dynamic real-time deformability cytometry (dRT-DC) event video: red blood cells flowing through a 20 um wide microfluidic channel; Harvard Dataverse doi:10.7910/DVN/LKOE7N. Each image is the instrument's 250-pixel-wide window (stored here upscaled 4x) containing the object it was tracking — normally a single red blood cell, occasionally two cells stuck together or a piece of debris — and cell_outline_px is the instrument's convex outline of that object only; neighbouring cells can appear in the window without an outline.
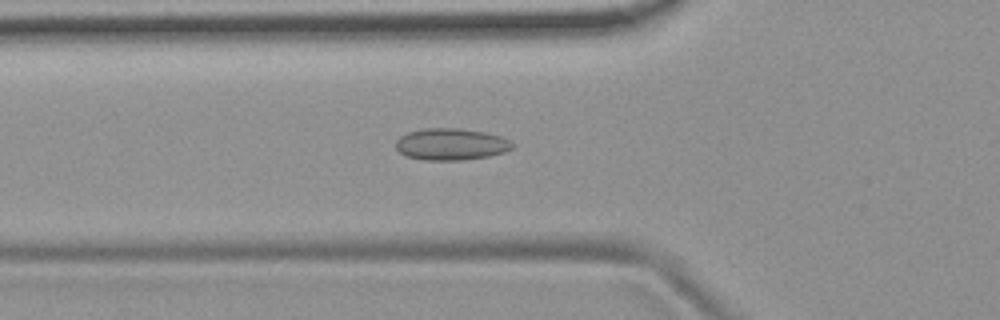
{"species": "common noctule bat (a hibernating species)", "species_latin": "Nyctalus noctula", "temperature_condition": "room temperature", "stored_images_in_passage": 43, "camera_frame_rate_fps": 3000, "um_per_image_px": 0.085, "animal": {"sex": "female", "body_mass_g": 19.9}, "frame": {"image": 1, "passage_image": 14, "time_ms": 4.333, "image_size_px": [1000, 320], "cell_outline_px": [[516, 144], [512, 148], [504, 152], [488, 156], [464, 160], [424, 160], [408, 156], [400, 152], [396, 148], [396, 140], [400, 136], [408, 132], [424, 128], [460, 128], [484, 132], [500, 136]], "centroid_in_image_um": [38.34, 12.25], "position_along_channel_um": 87.5, "area_um2": 21.56}}
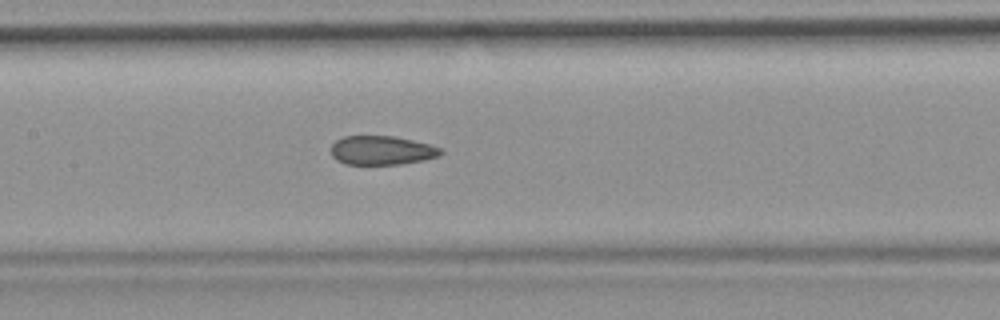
{"frame": {"image": 2, "passage_image": 21, "time_ms": 6.667, "image_size_px": [1000, 320], "cell_outline_px": [[444, 152], [440, 156], [424, 160], [400, 164], [344, 164], [336, 160], [332, 156], [332, 144], [336, 140], [344, 136], [396, 136], [428, 144], [440, 148]], "centroid_in_image_um": [32.45, 12.78], "position_along_channel_um": 174.9, "area_um2": 18.55}}
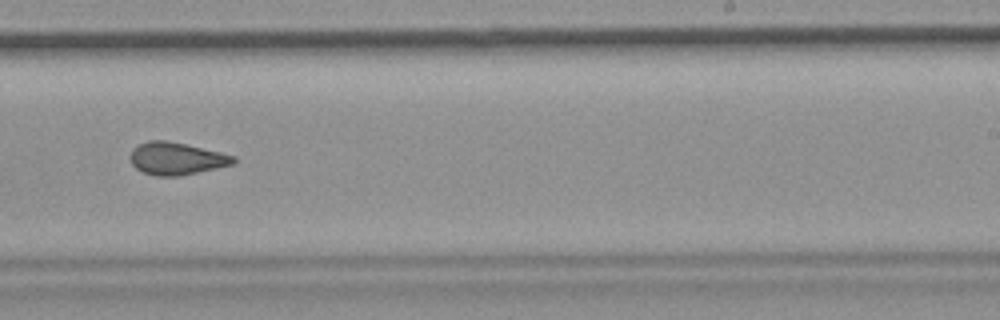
{"frame": {"image": 3, "passage_image": 29, "time_ms": 9.333, "image_size_px": [1000, 320], "cell_outline_px": [[236, 160], [232, 164], [216, 168], [180, 176], [156, 176], [144, 172], [136, 168], [132, 164], [128, 156], [140, 144], [148, 140], [168, 140], [220, 152], [236, 156]], "centroid_in_image_um": [14.99, 13.48], "position_along_channel_um": 274.0, "area_um2": 19.36}, "authors_computed_cell_mechanics": {"area_um2": 19.8832, "velocity_mm_per_s": 3.7338, "shape_relaxation_time_tau1_ms": null, "shape_relaxation_time_tau2_ms": 2.4619, "deformation_change_tau1": null, "deformation_change_tau2": 0.0834}}